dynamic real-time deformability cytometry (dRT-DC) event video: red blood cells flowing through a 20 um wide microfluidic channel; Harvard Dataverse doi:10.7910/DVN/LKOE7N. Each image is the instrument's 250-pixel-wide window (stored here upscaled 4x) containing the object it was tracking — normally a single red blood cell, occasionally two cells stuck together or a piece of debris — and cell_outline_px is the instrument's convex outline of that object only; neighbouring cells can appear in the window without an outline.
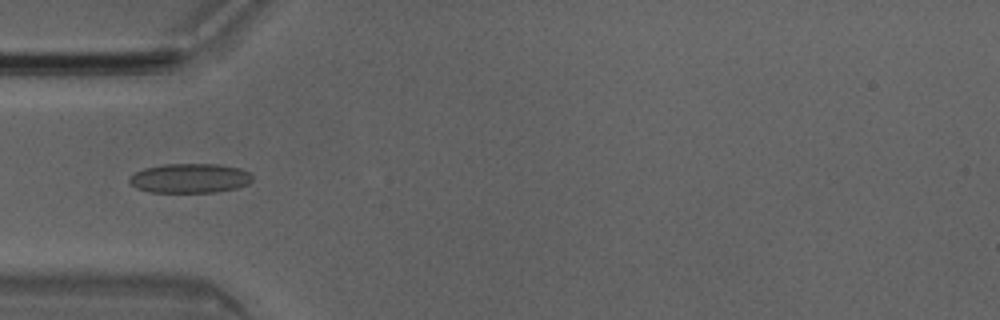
{"species": "Egyptian fruit bat (a non-hibernating species)", "species_latin": "Rousettus aegyptiacus", "temperature_condition": "room temperature", "stored_images_in_passage": 39, "camera_frame_rate_fps": 3000, "um_per_image_px": 0.085, "animal": {"sex": "male"}, "frame": {"image": 1, "passage_image": 4, "time_ms": 1.0, "image_size_px": [1000, 320], "cell_outline_px": [[252, 180], [248, 184], [236, 188], [216, 192], [148, 192], [136, 188], [128, 180], [128, 176], [144, 168], [164, 164], [220, 164], [240, 168], [248, 172], [252, 176]], "centroid_in_image_um": [16.12, 15.15], "position_along_channel_um": 68.9, "area_um2": 21.21}}
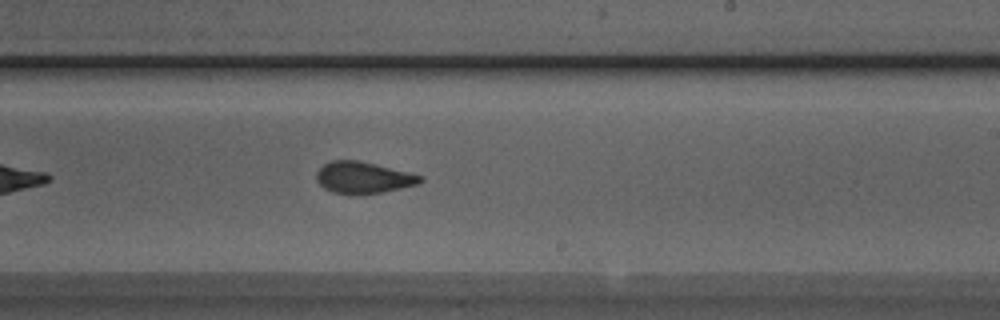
{"frame": {"image": 2, "passage_image": 18, "time_ms": 5.667, "image_size_px": [1000, 320], "cell_outline_px": [[424, 180], [420, 184], [380, 192], [352, 196], [332, 192], [324, 188], [316, 180], [316, 172], [328, 160], [360, 160], [424, 176]], "centroid_in_image_um": [30.86, 15.1], "position_along_channel_um": 258.1, "area_um2": 19.42}}
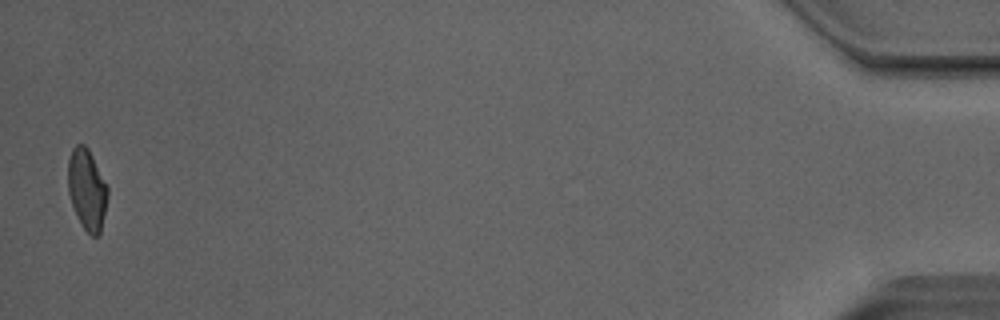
{"frame": {"image": 3, "passage_image": 38, "time_ms": 12.333, "image_size_px": [1000, 320], "cell_outline_px": [[108, 196], [100, 236], [92, 236], [84, 228], [72, 204], [68, 192], [68, 160], [72, 148], [76, 144], [84, 144], [88, 148], [108, 188]], "centroid_in_image_um": [7.39, 16.09], "position_along_channel_um": 427.8, "area_um2": 18.5}, "authors_computed_cell_mechanics": {"area_um2": 19.363, "velocity_mm_per_s": 4.0495, "shape_relaxation_time_tau1_ms": 11.2342, "shape_relaxation_time_tau2_ms": 1.2518, "deformation_change_tau1": 0.2364, "deformation_change_tau2": 0.0785}}